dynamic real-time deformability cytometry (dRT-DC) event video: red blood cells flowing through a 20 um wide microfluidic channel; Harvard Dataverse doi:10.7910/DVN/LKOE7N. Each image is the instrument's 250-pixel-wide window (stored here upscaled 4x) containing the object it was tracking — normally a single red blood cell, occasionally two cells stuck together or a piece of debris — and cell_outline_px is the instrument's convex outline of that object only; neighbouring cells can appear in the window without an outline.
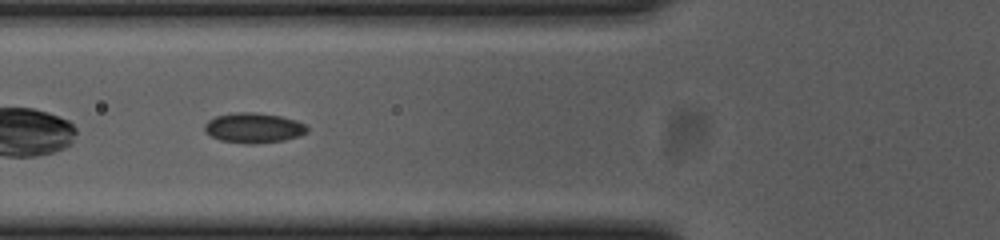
{"species": "common noctule bat (a hibernating species)", "species_latin": "Nyctalus noctula", "temperature_condition": "cold", "stored_images_in_passage": 37, "camera_frame_rate_fps": 3000, "um_per_image_px": 0.085, "animal": {"sex": "female", "body_mass_g": 23.0, "forearm_length_mm": 53.4}, "frame": {"image": 1, "passage_image": 6, "time_ms": 1.667, "image_size_px": [1000, 240], "cell_outline_px": [[308, 132], [300, 136], [284, 140], [256, 144], [244, 144], [220, 140], [204, 132], [204, 124], [208, 120], [216, 116], [236, 112], [256, 112], [280, 116], [296, 120], [304, 124], [308, 128]], "centroid_in_image_um": [21.55, 10.87], "position_along_channel_um": 104.2, "area_um2": 18.15}}
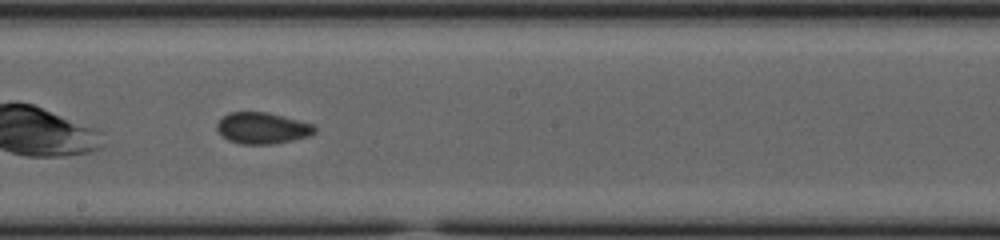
{"frame": {"image": 2, "passage_image": 16, "time_ms": 5.0, "image_size_px": [1000, 240], "cell_outline_px": [[316, 132], [308, 136], [292, 140], [272, 144], [240, 144], [228, 140], [216, 128], [216, 124], [228, 112], [268, 112], [312, 124], [316, 128]], "centroid_in_image_um": [22.29, 10.89], "position_along_channel_um": 225.9, "area_um2": 17.69}, "authors_computed_cell_mechanics": {"area_um2": 17.918, "velocity_mm_per_s": 3.6574, "shape_relaxation_time_tau1_ms": 4.7923, "shape_relaxation_time_tau2_ms": 3.4782, "deformation_change_tau1": 0.0661, "deformation_change_tau2": 0.0808}}